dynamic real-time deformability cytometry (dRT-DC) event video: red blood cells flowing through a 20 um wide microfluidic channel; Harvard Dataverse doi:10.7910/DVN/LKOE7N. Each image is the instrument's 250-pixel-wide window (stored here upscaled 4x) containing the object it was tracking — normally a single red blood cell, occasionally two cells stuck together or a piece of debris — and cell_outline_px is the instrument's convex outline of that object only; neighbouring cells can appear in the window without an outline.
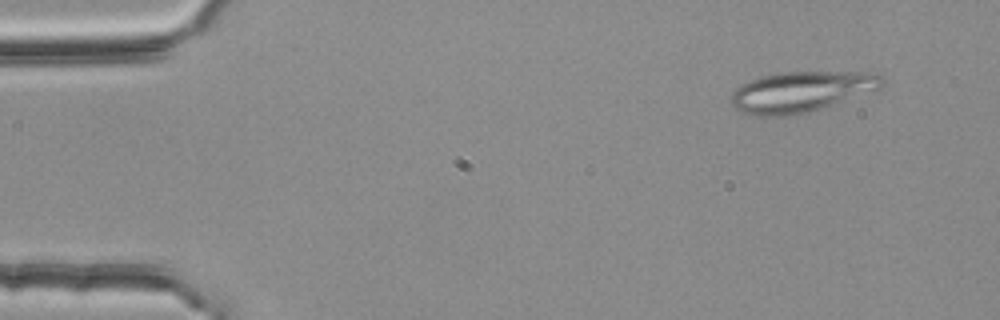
{"species": "common noctule bat (a hibernating species)", "species_latin": "Nyctalus noctula", "temperature_condition": "room temperature", "stored_images_in_passage": 54, "camera_frame_rate_fps": 3000, "um_per_image_px": 0.085, "animal": {"sex": "female", "body_mass_g": 25.1}, "frame": {"image": 1, "passage_image": 5, "time_ms": 1.333, "image_size_px": [1000, 320], "cell_outline_px": [[884, 84], [880, 88], [808, 112], [788, 116], [756, 116], [740, 112], [732, 108], [732, 92], [740, 84], [760, 76], [780, 72], [876, 72], [884, 76]], "centroid_in_image_um": [68.07, 7.79], "position_along_channel_um": 16.9, "area_um2": 35.78}}
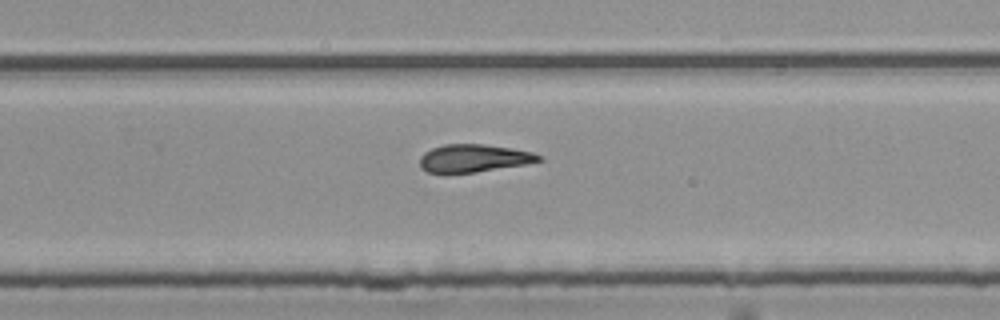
{"frame": {"image": 2, "passage_image": 35, "time_ms": 11.333, "image_size_px": [1000, 320], "cell_outline_px": [[544, 160], [524, 164], [476, 172], [428, 172], [420, 168], [420, 156], [424, 152], [432, 148], [444, 144], [484, 144], [512, 148], [532, 152], [544, 156]], "centroid_in_image_um": [40.29, 13.43], "position_along_channel_um": 289.5, "area_um2": 19.19}}
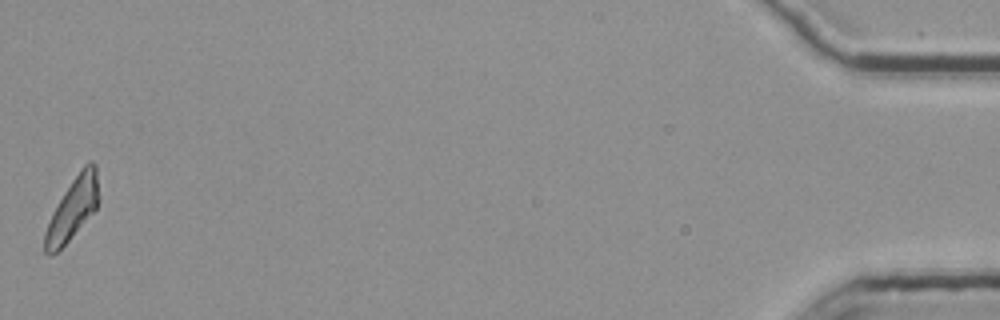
{"frame": {"image": 3, "passage_image": 54, "time_ms": 17.667, "image_size_px": [1000, 320], "cell_outline_px": [[100, 200], [96, 208], [68, 240], [56, 252], [48, 256], [44, 252], [44, 232], [52, 212], [64, 192], [80, 168], [88, 160], [92, 160], [96, 164], [100, 196]], "centroid_in_image_um": [6.19, 17.68], "position_along_channel_um": 429.0, "area_um2": 19.42}, "authors_computed_cell_mechanics": {"area_um2": 20.2589, "velocity_mm_per_s": 3.7794, "shape_relaxation_time_tau1_ms": null, "shape_relaxation_time_tau2_ms": 3.5235, "deformation_change_tau1": null, "deformation_change_tau2": 0.1204}}